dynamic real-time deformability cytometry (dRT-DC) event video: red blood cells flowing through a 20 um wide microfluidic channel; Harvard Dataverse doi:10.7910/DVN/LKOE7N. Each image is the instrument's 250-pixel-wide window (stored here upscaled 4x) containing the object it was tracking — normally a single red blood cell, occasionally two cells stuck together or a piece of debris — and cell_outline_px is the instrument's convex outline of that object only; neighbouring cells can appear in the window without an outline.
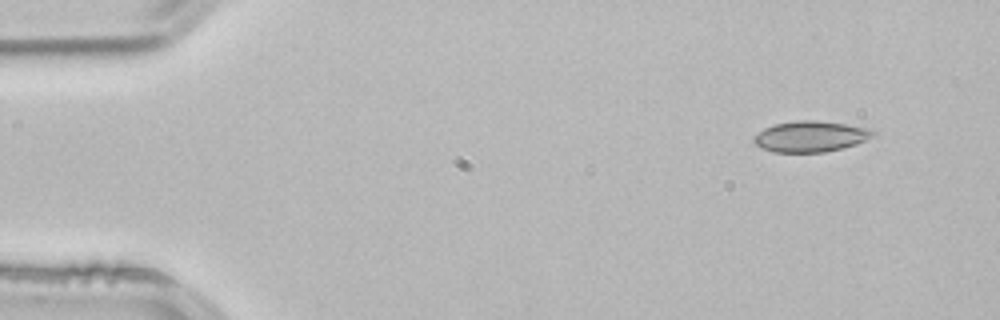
{"species": "common noctule bat (a hibernating species)", "species_latin": "Nyctalus noctula", "temperature_condition": "room temperature", "stored_images_in_passage": 3, "camera_frame_rate_fps": 3000, "um_per_image_px": 0.085, "animal": {"sex": "male", "body_mass_g": 21.5, "forearm_length_mm": 52.0}, "frame": {"image": 1, "passage_image": 1, "time_ms": 0.0, "image_size_px": [1000, 320], "cell_outline_px": [[876, 136], [856, 144], [844, 148], [824, 152], [772, 152], [760, 148], [752, 140], [752, 136], [764, 128], [772, 124], [796, 120], [816, 120], [872, 128], [876, 132]], "centroid_in_image_um": [68.89, 11.59], "position_along_channel_um": 16.1, "area_um2": 21.85}}
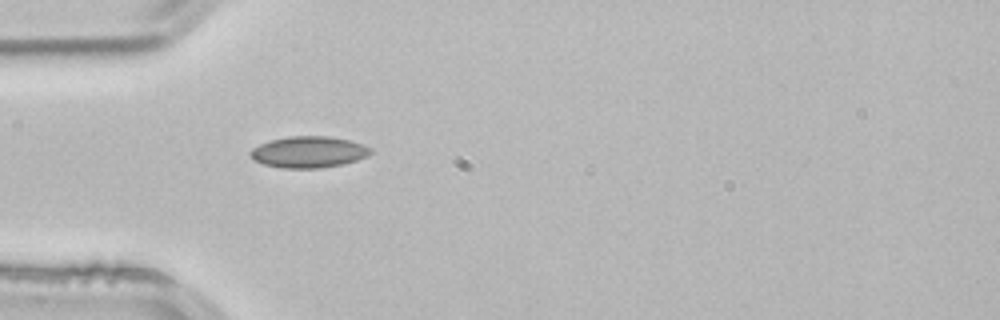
{"frame": {"image": 2, "passage_image": 3, "time_ms": 0.667, "image_size_px": [1000, 320], "cell_outline_px": [[372, 152], [368, 156], [344, 164], [320, 168], [280, 168], [264, 164], [252, 160], [248, 152], [252, 148], [268, 140], [288, 136], [328, 136], [348, 140], [364, 144], [372, 148]], "centroid_in_image_um": [26.21, 12.92], "position_along_channel_um": 58.8, "area_um2": 22.25}}